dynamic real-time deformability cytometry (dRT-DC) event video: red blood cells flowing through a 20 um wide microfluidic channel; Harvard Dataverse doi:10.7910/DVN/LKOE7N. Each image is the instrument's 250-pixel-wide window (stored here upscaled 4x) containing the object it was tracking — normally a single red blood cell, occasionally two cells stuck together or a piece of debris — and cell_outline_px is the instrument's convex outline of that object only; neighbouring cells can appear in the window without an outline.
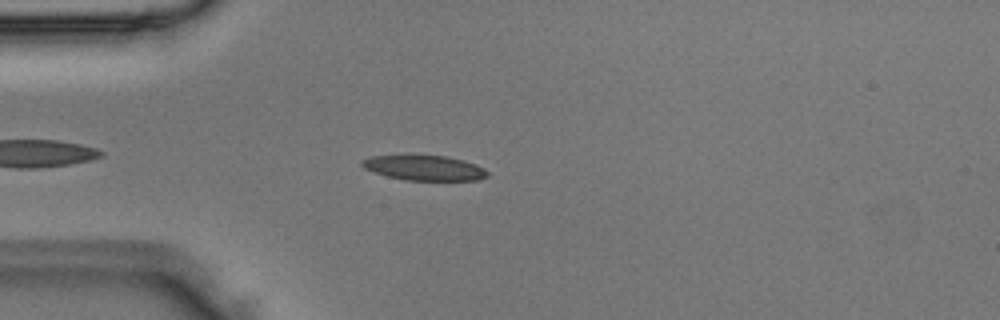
{"species": "Egyptian fruit bat (a non-hibernating species)", "species_latin": "Rousettus aegyptiacus", "temperature_condition": "room temperature", "stored_images_in_passage": 40, "camera_frame_rate_fps": 3000, "um_per_image_px": 0.085, "animal": {"sex": "male"}, "frame": {"image": 1, "passage_image": 5, "time_ms": 1.333, "image_size_px": [1000, 320], "cell_outline_px": [[488, 176], [480, 180], [404, 180], [388, 176], [364, 168], [360, 164], [360, 160], [372, 156], [444, 156], [476, 164], [484, 168], [488, 172]], "centroid_in_image_um": [36.08, 14.28], "position_along_channel_um": 48.9, "area_um2": 17.98}}
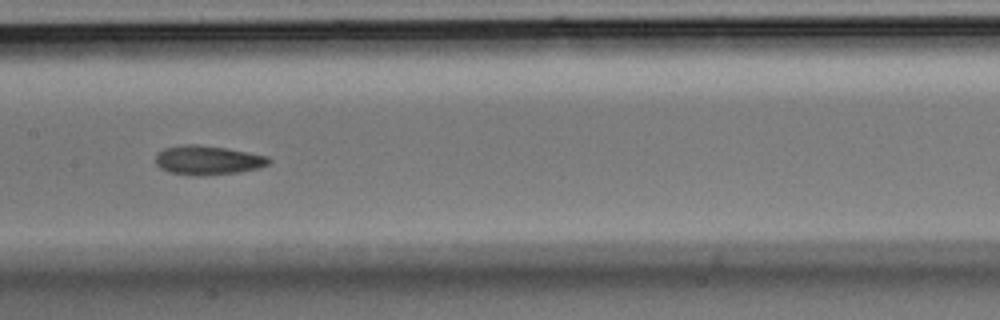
{"frame": {"image": 2, "passage_image": 16, "time_ms": 5.0, "image_size_px": [1000, 320], "cell_outline_px": [[272, 160], [268, 164], [260, 168], [240, 172], [200, 176], [196, 176], [168, 172], [160, 168], [156, 164], [156, 152], [164, 148], [188, 144], [196, 144], [224, 148], [248, 152], [268, 156]], "centroid_in_image_um": [17.66, 13.62], "position_along_channel_um": 189.7, "area_um2": 19.36}}
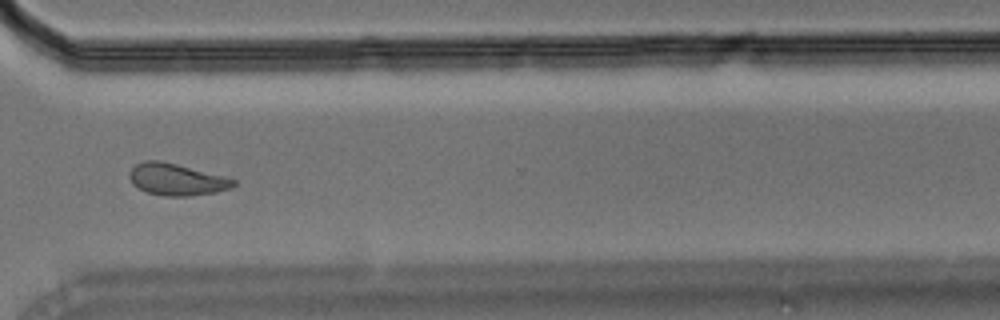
{"frame": {"image": 3, "passage_image": 28, "time_ms": 9.0, "image_size_px": [1000, 320], "cell_outline_px": [[236, 184], [232, 188], [216, 192], [188, 196], [164, 196], [148, 192], [132, 184], [128, 176], [132, 168], [136, 164], [144, 160], [160, 160], [224, 176], [236, 180]], "centroid_in_image_um": [15.01, 15.25], "position_along_channel_um": 355.6, "area_um2": 19.19}}